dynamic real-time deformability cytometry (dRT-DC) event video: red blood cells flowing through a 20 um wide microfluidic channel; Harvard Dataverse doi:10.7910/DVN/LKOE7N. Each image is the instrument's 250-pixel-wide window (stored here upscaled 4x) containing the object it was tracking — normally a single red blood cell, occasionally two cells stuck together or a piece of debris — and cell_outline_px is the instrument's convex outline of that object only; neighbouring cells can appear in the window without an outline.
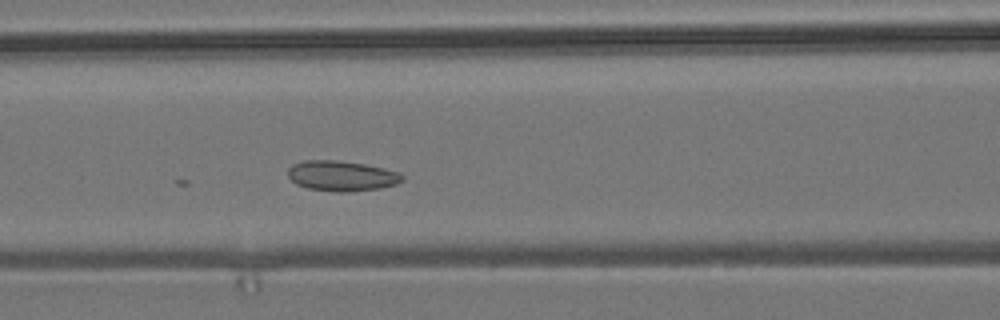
{"species": "common noctule bat (a hibernating species)", "species_latin": "Nyctalus noctula", "temperature_condition": "room temperature", "stored_images_in_passage": 16, "camera_frame_rate_fps": 3000, "um_per_image_px": 0.085, "animal": {"sex": "male", "body_mass_g": 19.2, "forearm_length_mm": 51.8}, "frame": {"image": 1, "passage_image": 16, "time_ms": 5.0, "image_size_px": [1000, 320], "cell_outline_px": [[404, 180], [396, 184], [380, 188], [348, 192], [336, 192], [308, 188], [296, 184], [288, 176], [288, 168], [292, 164], [304, 160], [336, 160], [364, 164], [384, 168], [400, 172], [404, 176]], "centroid_in_image_um": [29.05, 14.95], "position_along_channel_um": 137.6, "area_um2": 20.29}}